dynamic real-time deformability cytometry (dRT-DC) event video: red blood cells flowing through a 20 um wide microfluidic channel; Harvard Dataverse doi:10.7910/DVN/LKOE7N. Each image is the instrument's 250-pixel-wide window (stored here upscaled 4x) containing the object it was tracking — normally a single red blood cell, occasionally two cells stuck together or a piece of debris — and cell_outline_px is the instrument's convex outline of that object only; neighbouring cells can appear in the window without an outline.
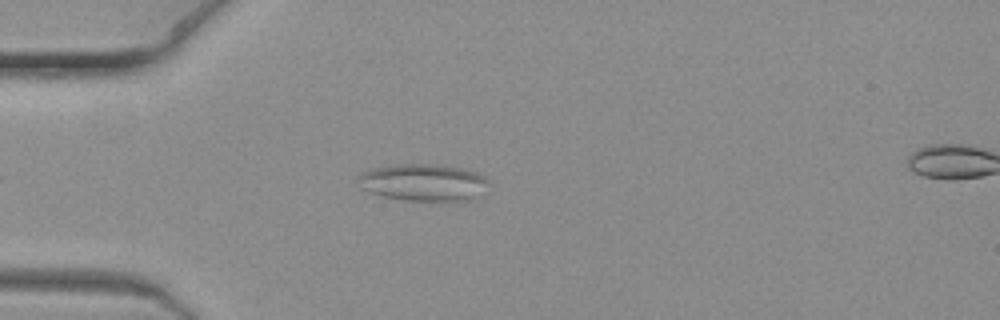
{"species": "common noctule bat (a hibernating species)", "species_latin": "Nyctalus noctula", "temperature_condition": "warm", "stored_images_in_passage": 7, "camera_frame_rate_fps": 3000, "um_per_image_px": 0.085, "animal": {"sex": "female", "body_mass_g": 19.3, "forearm_length_mm": 54.1}, "frame": {"image": 1, "passage_image": 6, "time_ms": 1.667, "image_size_px": [1000, 320], "cell_outline_px": [[488, 180], [476, 200], [452, 204], [408, 200], [380, 196], [360, 188], [360, 176], [364, 172], [372, 168], [396, 164], [444, 164], [464, 168], [476, 172], [484, 176]], "centroid_in_image_um": [36.07, 15.55], "position_along_channel_um": 48.9, "area_um2": 29.07}}